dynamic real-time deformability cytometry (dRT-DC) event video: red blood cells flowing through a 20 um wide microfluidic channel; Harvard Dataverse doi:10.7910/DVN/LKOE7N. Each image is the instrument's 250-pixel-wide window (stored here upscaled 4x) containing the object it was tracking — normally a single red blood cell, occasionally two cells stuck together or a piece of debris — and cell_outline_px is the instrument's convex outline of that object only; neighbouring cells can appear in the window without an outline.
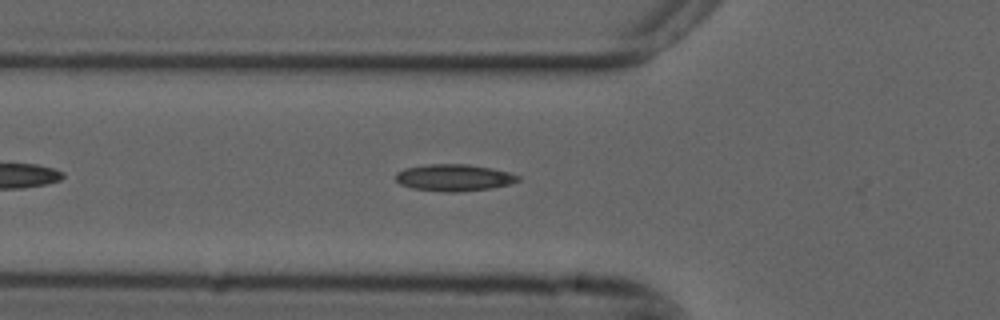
{"species": "common noctule bat (a hibernating species)", "species_latin": "Nyctalus noctula", "temperature_condition": "cold", "stored_images_in_passage": 14, "camera_frame_rate_fps": 3000, "um_per_image_px": 0.085, "animal": {"sex": "male", "forearm_length_mm": 52.5}, "frame": {"image": 1, "passage_image": 2, "time_ms": 0.333, "image_size_px": [1000, 320], "cell_outline_px": [[520, 180], [508, 184], [492, 188], [456, 192], [444, 192], [412, 188], [400, 184], [396, 180], [396, 172], [404, 168], [428, 164], [468, 164], [492, 168], [508, 172], [520, 176]], "centroid_in_image_um": [38.57, 15.09], "position_along_channel_um": 87.2, "area_um2": 19.13}}
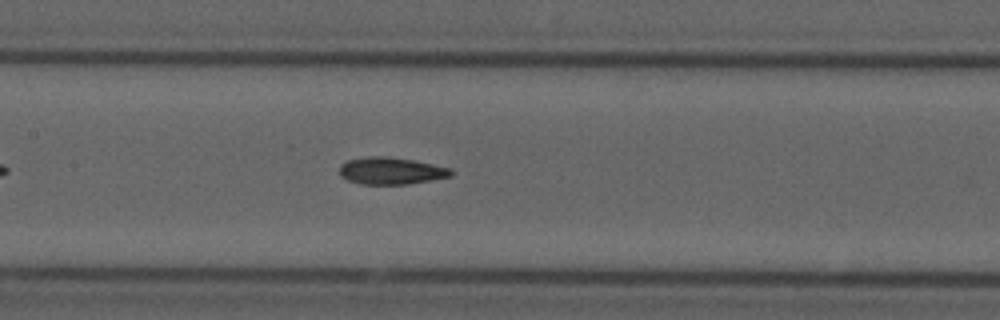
{"frame": {"image": 2, "passage_image": 9, "time_ms": 2.667, "image_size_px": [1000, 320], "cell_outline_px": [[452, 176], [432, 180], [408, 184], [360, 184], [348, 180], [340, 176], [340, 164], [348, 160], [368, 156], [388, 156], [412, 160], [452, 168]], "centroid_in_image_um": [33.23, 14.52], "position_along_channel_um": 174.2, "area_um2": 17.63}}
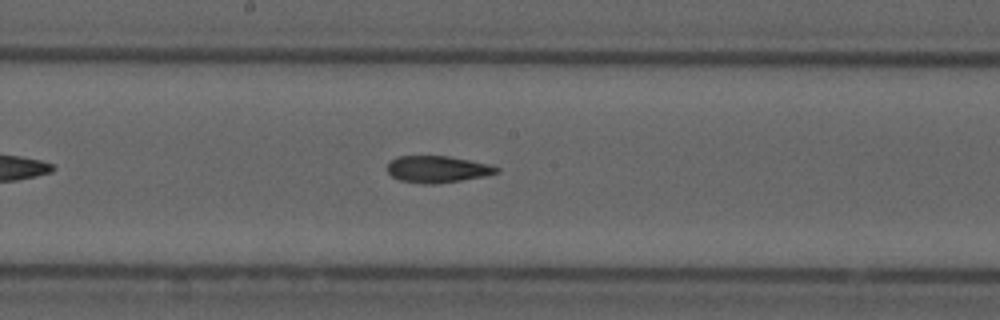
{"frame": {"image": 3, "passage_image": 12, "time_ms": 3.667, "image_size_px": [1000, 320], "cell_outline_px": [[500, 172], [484, 176], [460, 180], [432, 184], [424, 184], [400, 180], [392, 176], [388, 172], [388, 164], [396, 156], [448, 156], [492, 164], [500, 168]], "centroid_in_image_um": [37.22, 14.37], "position_along_channel_um": 211.0, "area_um2": 16.99}}